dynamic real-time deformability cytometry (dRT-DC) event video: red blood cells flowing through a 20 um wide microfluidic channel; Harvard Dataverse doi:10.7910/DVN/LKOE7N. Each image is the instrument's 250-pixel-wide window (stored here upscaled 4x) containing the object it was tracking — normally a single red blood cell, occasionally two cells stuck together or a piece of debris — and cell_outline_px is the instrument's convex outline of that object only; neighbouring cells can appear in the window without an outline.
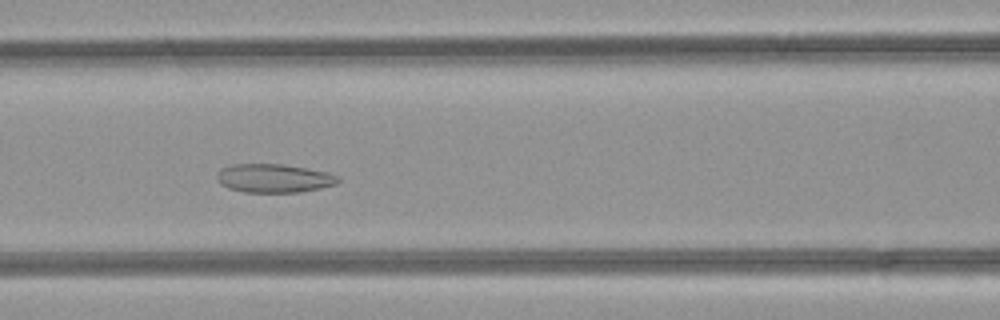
{"species": "common noctule bat (a hibernating species)", "species_latin": "Nyctalus noctula", "temperature_condition": "room temperature", "stored_images_in_passage": 46, "camera_frame_rate_fps": 3000, "um_per_image_px": 0.085, "animal": {"sex": "female", "body_mass_g": 21.9}, "frame": {"image": 1, "passage_image": 17, "time_ms": 5.333, "image_size_px": [1000, 320], "cell_outline_px": [[340, 180], [336, 184], [320, 188], [300, 192], [244, 192], [228, 188], [220, 184], [216, 180], [216, 172], [220, 168], [232, 164], [284, 164], [308, 168], [328, 172], [340, 176]], "centroid_in_image_um": [23.26, 15.14], "position_along_channel_um": 143.3, "area_um2": 20.52}}
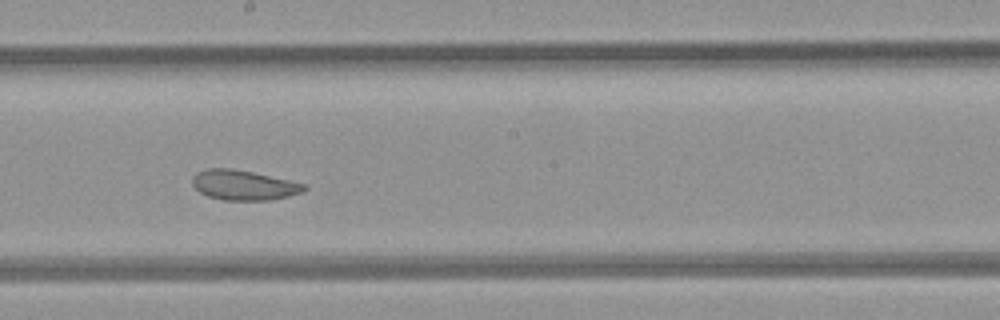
{"frame": {"image": 2, "passage_image": 23, "time_ms": 7.333, "image_size_px": [1000, 320], "cell_outline_px": [[308, 188], [300, 192], [288, 196], [268, 200], [224, 200], [208, 196], [200, 192], [192, 184], [192, 176], [196, 172], [208, 168], [232, 168], [252, 172], [308, 184]], "centroid_in_image_um": [20.7, 15.72], "position_along_channel_um": 227.5, "area_um2": 19.48}}
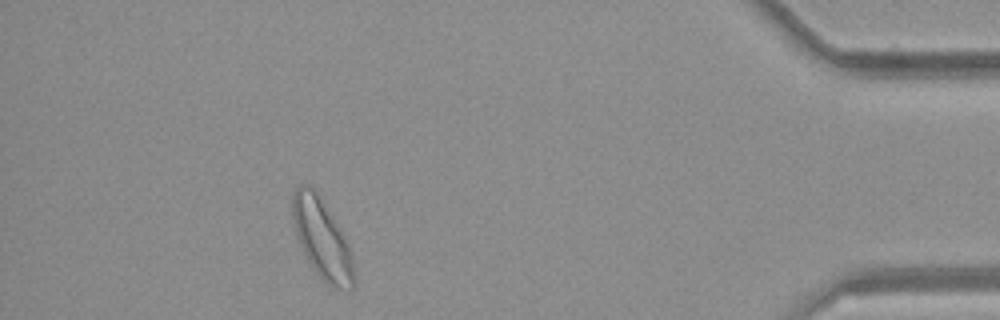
{"frame": {"image": 3, "passage_image": 40, "time_ms": 13.0, "image_size_px": [1000, 320], "cell_outline_px": [[356, 280], [352, 288], [348, 292], [332, 288], [316, 272], [308, 260], [300, 244], [296, 232], [292, 216], [292, 196], [296, 184], [308, 184], [316, 192], [340, 228], [348, 244], [352, 256], [356, 276]], "centroid_in_image_um": [27.4, 20.34], "position_along_channel_um": 407.8, "area_um2": 28.5}, "authors_computed_cell_mechanics": {"area_um2": 23.5246, "velocity_mm_per_s": 4.2062, "shape_relaxation_time_tau1_ms": null, "shape_relaxation_time_tau2_ms": 2.5798, "deformation_change_tau1": null, "deformation_change_tau2": 0.0762}}